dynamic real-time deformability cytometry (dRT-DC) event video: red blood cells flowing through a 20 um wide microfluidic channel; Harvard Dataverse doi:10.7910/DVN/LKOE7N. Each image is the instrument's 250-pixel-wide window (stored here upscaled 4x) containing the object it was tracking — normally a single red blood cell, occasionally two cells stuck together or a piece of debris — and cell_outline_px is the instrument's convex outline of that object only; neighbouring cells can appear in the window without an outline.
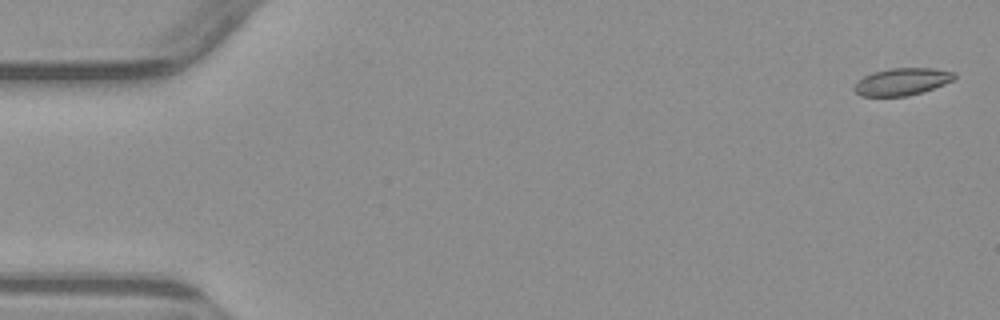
{"species": "common noctule bat (a hibernating species)", "species_latin": "Nyctalus noctula", "temperature_condition": "warm", "stored_images_in_passage": 5, "camera_frame_rate_fps": 3000, "um_per_image_px": 0.085, "animal": {"sex": "male", "body_mass_g": 23.1, "forearm_length_mm": 52.7}, "frame": {"image": 1, "passage_image": 1, "time_ms": 0.0, "image_size_px": [1000, 320], "cell_outline_px": [[956, 76], [952, 80], [944, 84], [924, 92], [908, 96], [860, 96], [852, 88], [856, 80], [872, 72], [888, 68], [932, 68], [956, 72]], "centroid_in_image_um": [76.64, 6.94], "position_along_channel_um": 8.4, "area_um2": 16.13}}
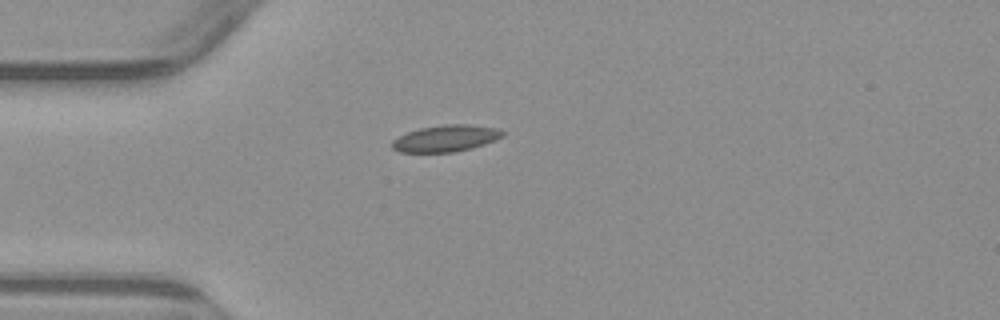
{"frame": {"image": 2, "passage_image": 4, "time_ms": 4.333, "image_size_px": [1000, 320], "cell_outline_px": [[504, 136], [496, 140], [472, 148], [452, 152], [400, 152], [392, 148], [392, 140], [408, 132], [420, 128], [444, 124], [468, 124], [496, 128], [504, 132]], "centroid_in_image_um": [37.91, 11.76], "position_along_channel_um": 47.1, "area_um2": 17.05}}